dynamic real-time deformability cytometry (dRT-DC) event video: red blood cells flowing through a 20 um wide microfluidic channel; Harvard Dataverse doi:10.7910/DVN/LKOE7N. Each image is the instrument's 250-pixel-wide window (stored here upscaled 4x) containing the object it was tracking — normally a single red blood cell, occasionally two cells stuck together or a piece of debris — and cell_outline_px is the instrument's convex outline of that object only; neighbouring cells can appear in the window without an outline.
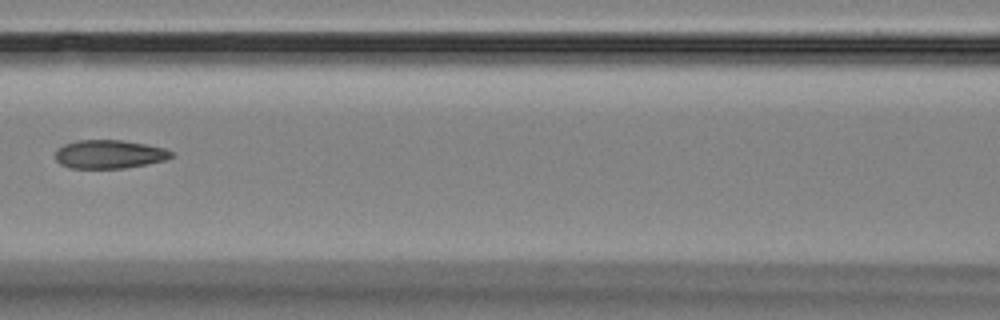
{"species": "Egyptian fruit bat (a non-hibernating species)", "species_latin": "Rousettus aegyptiacus", "temperature_condition": "room temperature", "stored_images_in_passage": 8, "camera_frame_rate_fps": 3000, "um_per_image_px": 0.085, "animal": {"sex": "female"}, "frame": {"image": 1, "passage_image": 8, "time_ms": 10.0, "image_size_px": [1000, 320], "cell_outline_px": [[172, 156], [164, 160], [124, 168], [68, 168], [60, 164], [56, 160], [56, 148], [64, 144], [76, 140], [120, 140], [144, 144], [164, 148], [172, 152]], "centroid_in_image_um": [9.22, 13.1], "position_along_channel_um": 157.4, "area_um2": 19.13}}